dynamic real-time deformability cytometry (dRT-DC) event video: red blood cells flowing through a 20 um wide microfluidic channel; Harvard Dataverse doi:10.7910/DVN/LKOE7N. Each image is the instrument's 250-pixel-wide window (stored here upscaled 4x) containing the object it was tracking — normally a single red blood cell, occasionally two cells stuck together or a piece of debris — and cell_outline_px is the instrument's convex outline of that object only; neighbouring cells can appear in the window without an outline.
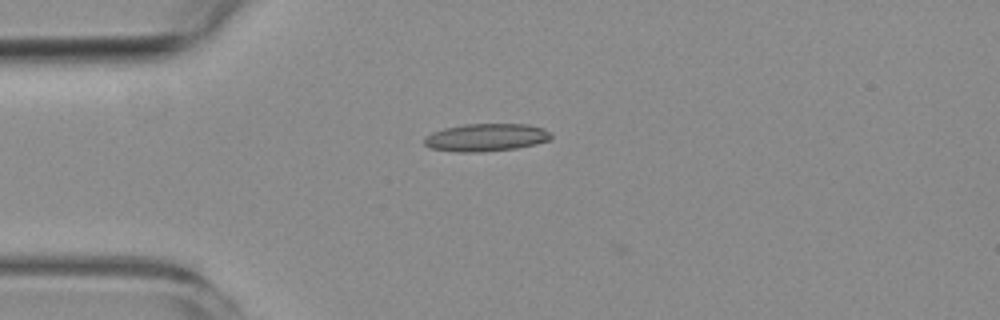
{"species": "common noctule bat (a hibernating species)", "species_latin": "Nyctalus noctula", "temperature_condition": "room temperature", "stored_images_in_passage": 5, "camera_frame_rate_fps": 3000, "um_per_image_px": 0.085, "animal": {"sex": "female", "body_mass_g": 19.3, "forearm_length_mm": 54.1}, "frame": {"image": 1, "passage_image": 3, "time_ms": 2.667, "image_size_px": [1000, 320], "cell_outline_px": [[552, 136], [548, 140], [536, 144], [516, 148], [480, 152], [456, 152], [432, 148], [424, 144], [424, 136], [432, 132], [444, 128], [464, 124], [528, 124], [544, 128], [552, 132]], "centroid_in_image_um": [41.32, 11.67], "position_along_channel_um": 43.7, "area_um2": 20.58}}
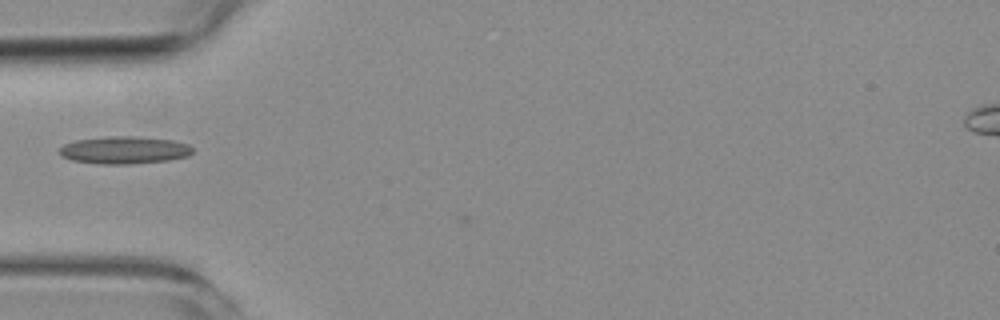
{"frame": {"image": 2, "passage_image": 4, "time_ms": 4.0, "image_size_px": [1000, 320], "cell_outline_px": [[192, 152], [188, 156], [168, 160], [128, 164], [100, 164], [72, 160], [60, 156], [60, 148], [64, 144], [76, 140], [108, 136], [136, 136], [172, 140], [188, 144], [192, 148]], "centroid_in_image_um": [10.55, 12.75], "position_along_channel_um": 74.4, "area_um2": 21.27}}
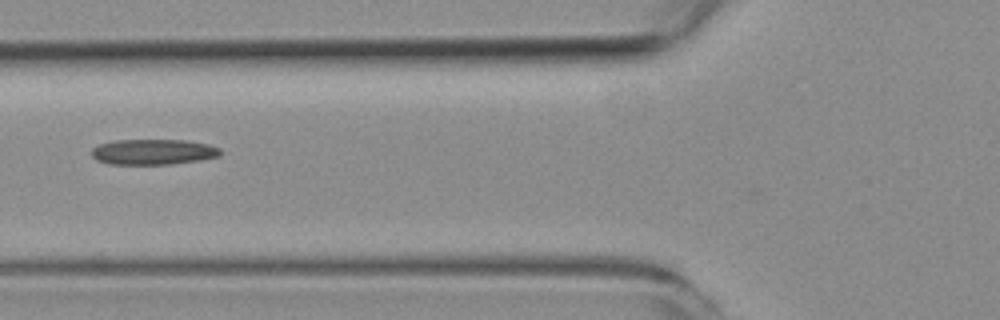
{"frame": {"image": 3, "passage_image": 5, "time_ms": 5.0, "image_size_px": [1000, 320], "cell_outline_px": [[220, 156], [200, 160], [168, 164], [108, 164], [96, 160], [92, 156], [92, 148], [100, 144], [116, 140], [184, 140], [208, 144], [220, 148]], "centroid_in_image_um": [13.01, 12.91], "position_along_channel_um": 112.8, "area_um2": 19.07}}